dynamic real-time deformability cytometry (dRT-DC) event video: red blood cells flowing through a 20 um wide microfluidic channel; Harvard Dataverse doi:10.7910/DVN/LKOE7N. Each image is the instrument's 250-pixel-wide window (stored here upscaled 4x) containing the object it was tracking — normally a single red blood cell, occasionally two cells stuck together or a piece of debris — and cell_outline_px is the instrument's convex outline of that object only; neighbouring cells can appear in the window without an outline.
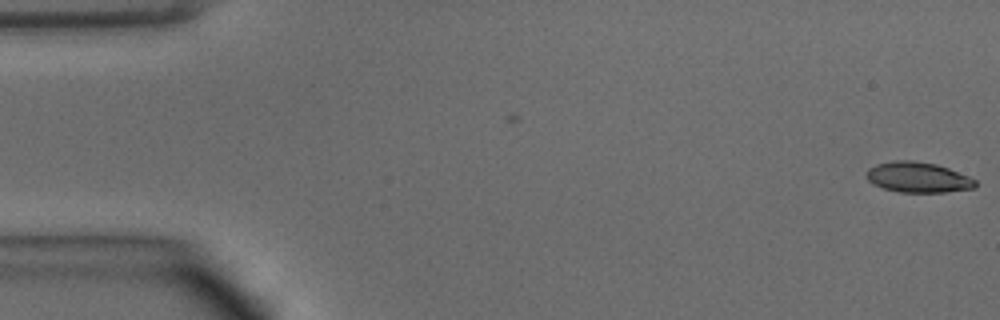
{"species": "common noctule bat (a hibernating species)", "species_latin": "Nyctalus noctula", "temperature_condition": "warm", "stored_images_in_passage": 2, "camera_frame_rate_fps": 3000, "um_per_image_px": 0.085, "animal": {"sex": "male", "body_mass_g": 15.6}, "frame": {"image": 1, "passage_image": 2, "time_ms": 0.333, "image_size_px": [1000, 320], "cell_outline_px": [[976, 188], [944, 192], [900, 192], [884, 188], [872, 184], [868, 180], [868, 168], [876, 164], [896, 160], [912, 160], [936, 164], [948, 168], [968, 176], [976, 180]], "centroid_in_image_um": [78.04, 15.07], "position_along_channel_um": 7.0, "area_um2": 19.19}}